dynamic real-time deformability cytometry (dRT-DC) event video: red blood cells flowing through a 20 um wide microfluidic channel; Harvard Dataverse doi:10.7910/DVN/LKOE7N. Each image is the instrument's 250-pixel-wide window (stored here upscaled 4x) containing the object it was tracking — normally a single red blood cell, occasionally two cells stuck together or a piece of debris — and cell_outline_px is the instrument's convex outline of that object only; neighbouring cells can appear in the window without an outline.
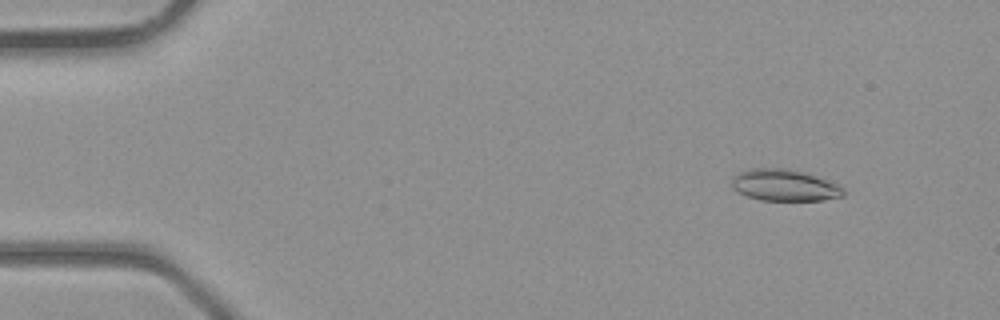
{"species": "common noctule bat (a hibernating species)", "species_latin": "Nyctalus noctula", "temperature_condition": "room temperature", "stored_images_in_passage": 42, "camera_frame_rate_fps": 3000, "um_per_image_px": 0.085, "animal": {"sex": "male", "body_mass_g": 23.1, "forearm_length_mm": 52.7}, "frame": {"image": 1, "passage_image": 5, "time_ms": 1.333, "image_size_px": [1000, 320], "cell_outline_px": [[844, 196], [824, 200], [760, 200], [748, 196], [732, 188], [732, 176], [740, 172], [752, 168], [788, 168], [808, 172], [836, 184], [844, 188]], "centroid_in_image_um": [66.7, 15.73], "position_along_channel_um": 18.3, "area_um2": 20.63}}
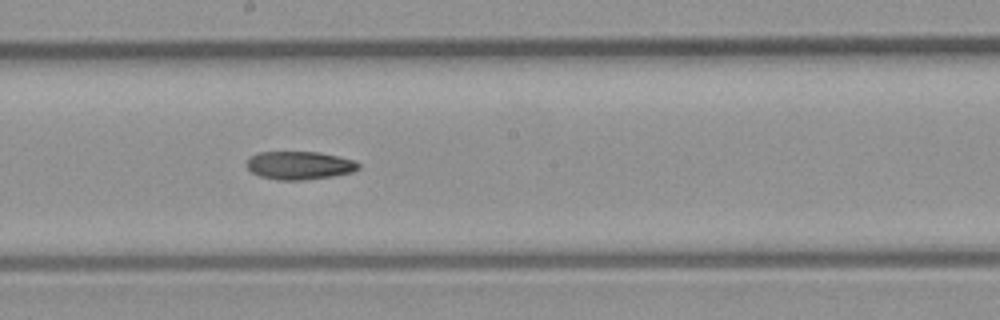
{"frame": {"image": 2, "passage_image": 23, "time_ms": 7.333, "image_size_px": [1000, 320], "cell_outline_px": [[360, 168], [352, 172], [332, 176], [304, 180], [276, 180], [260, 176], [252, 172], [244, 164], [256, 152], [320, 152], [340, 156], [356, 160], [360, 164]], "centroid_in_image_um": [25.47, 14.05], "position_along_channel_um": 222.7, "area_um2": 18.55}}
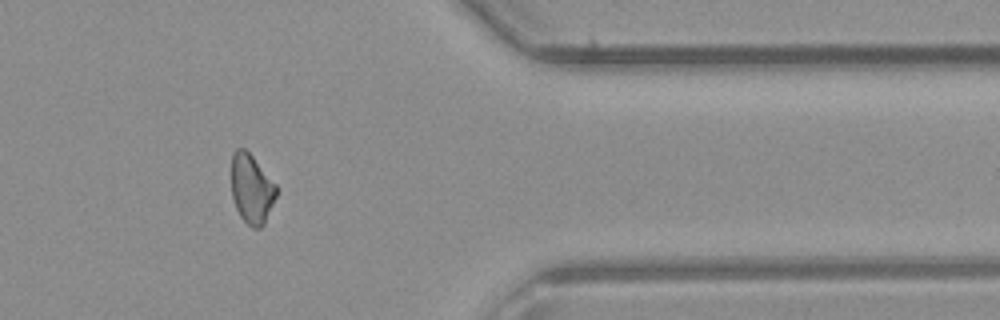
{"frame": {"image": 3, "passage_image": 34, "time_ms": 11.0, "image_size_px": [1000, 320], "cell_outline_px": [[276, 196], [264, 224], [260, 228], [252, 228], [240, 216], [236, 208], [232, 196], [232, 152], [236, 148], [244, 148], [252, 156], [276, 184]], "centroid_in_image_um": [21.37, 16.05], "position_along_channel_um": 390.0, "area_um2": 17.98}}